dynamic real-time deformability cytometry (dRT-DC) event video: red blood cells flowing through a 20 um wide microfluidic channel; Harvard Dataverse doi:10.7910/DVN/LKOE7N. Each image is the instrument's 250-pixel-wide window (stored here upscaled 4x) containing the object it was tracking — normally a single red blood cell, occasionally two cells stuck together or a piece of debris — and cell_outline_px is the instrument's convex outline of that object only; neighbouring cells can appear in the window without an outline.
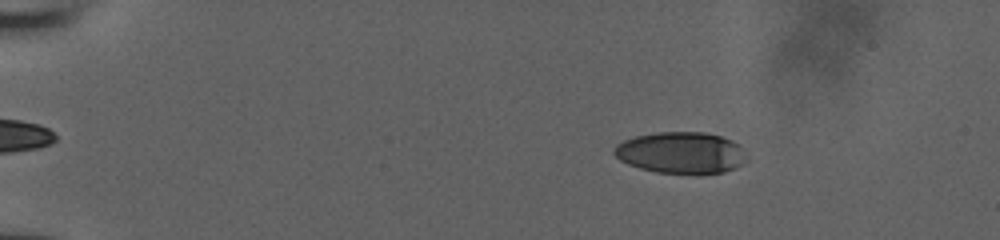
{"species": "human", "species_latin": "Homo sapiens", "temperature_condition": "room temperature", "stored_images_in_passage": 53, "camera_frame_rate_fps": 3000, "um_per_image_px": 0.085, "donor": {"sex": "male"}, "frame": {"image": 1, "passage_image": 10, "time_ms": 3.0, "image_size_px": [1000, 240], "cell_outline_px": [[748, 160], [736, 168], [724, 172], [656, 172], [640, 168], [628, 164], [620, 160], [612, 152], [612, 148], [616, 144], [624, 140], [636, 136], [656, 132], [704, 132], [720, 136], [732, 140], [740, 144]], "centroid_in_image_um": [57.88, 12.96], "position_along_channel_um": 27.1, "area_um2": 31.91}}
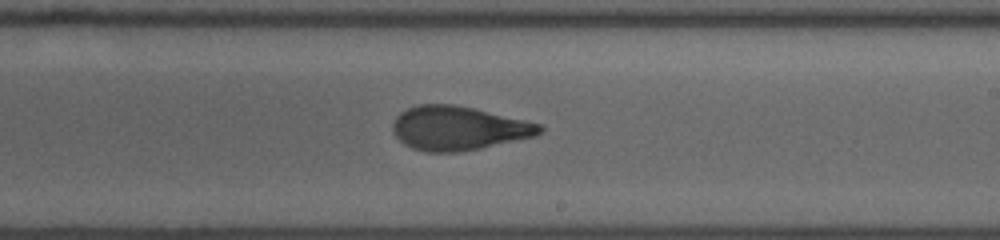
{"frame": {"image": 2, "passage_image": 34, "time_ms": 11.0, "image_size_px": [1000, 240], "cell_outline_px": [[544, 132], [536, 136], [480, 148], [456, 152], [428, 152], [412, 148], [404, 144], [392, 132], [392, 124], [396, 116], [400, 112], [416, 104], [452, 104], [472, 108], [524, 120], [540, 124], [544, 128]], "centroid_in_image_um": [38.94, 10.9], "position_along_channel_um": 250.1, "area_um2": 37.51}}
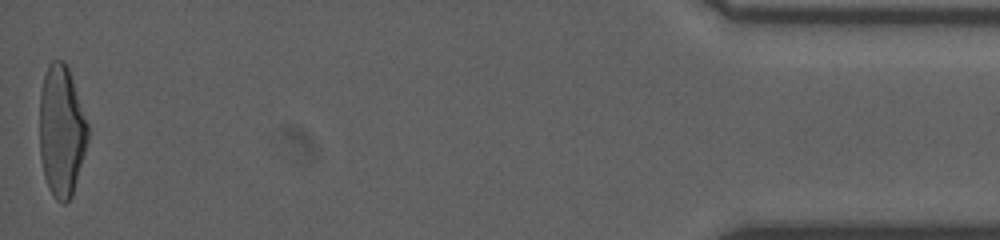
{"frame": {"image": 3, "passage_image": 53, "time_ms": 17.333, "image_size_px": [1000, 240], "cell_outline_px": [[88, 140], [72, 196], [64, 204], [60, 204], [52, 196], [48, 188], [44, 176], [40, 156], [40, 92], [44, 72], [48, 64], [52, 60], [64, 60], [68, 68], [88, 124]], "centroid_in_image_um": [5.21, 11.14], "position_along_channel_um": 430.0, "area_um2": 36.99}}